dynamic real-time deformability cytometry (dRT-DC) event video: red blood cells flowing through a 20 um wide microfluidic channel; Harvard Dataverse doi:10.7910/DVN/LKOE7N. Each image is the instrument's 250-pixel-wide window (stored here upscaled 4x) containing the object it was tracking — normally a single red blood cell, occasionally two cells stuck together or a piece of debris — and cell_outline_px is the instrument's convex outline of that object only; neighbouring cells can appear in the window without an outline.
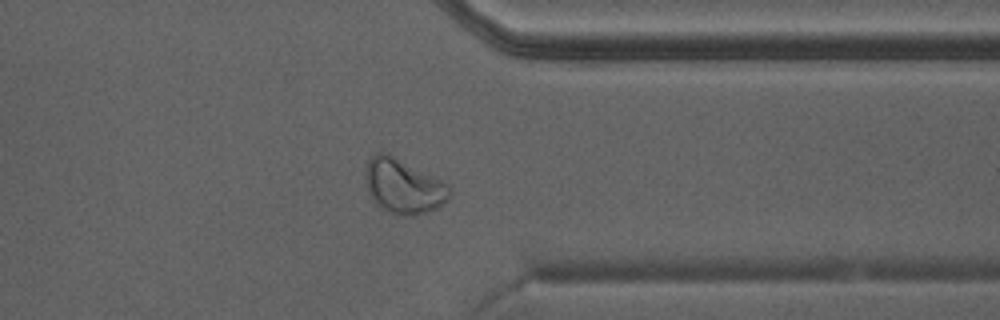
{"species": "Egyptian fruit bat (a non-hibernating species)", "species_latin": "Rousettus aegyptiacus", "temperature_condition": "warm", "stored_images_in_passage": 32, "camera_frame_rate_fps": 3000, "um_per_image_px": 0.085, "animal": {"sex": "male"}, "frame": {"image": 1, "passage_image": 23, "time_ms": 7.333, "image_size_px": [1000, 320], "cell_outline_px": [[452, 192], [448, 200], [440, 208], [428, 212], [412, 216], [404, 216], [388, 212], [380, 208], [368, 196], [368, 160], [376, 152], [380, 152], [392, 156], [448, 184]], "centroid_in_image_um": [34.33, 15.9], "position_along_channel_um": 377.1, "area_um2": 26.3}}
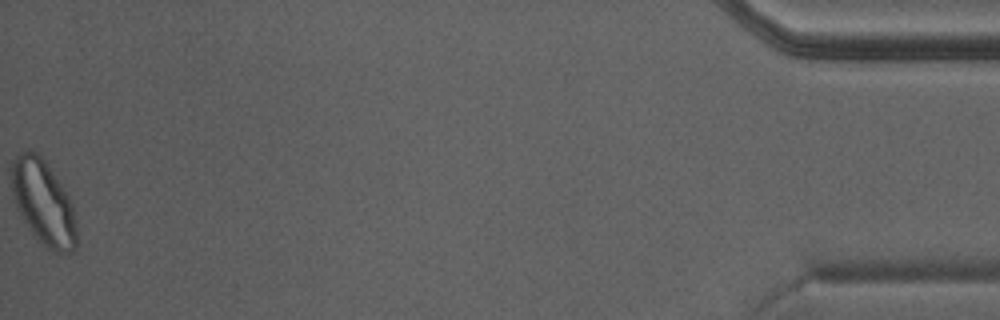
{"frame": {"image": 2, "passage_image": 32, "time_ms": 10.333, "image_size_px": [1000, 320], "cell_outline_px": [[76, 244], [72, 252], [56, 252], [48, 248], [32, 232], [16, 208], [12, 192], [12, 160], [20, 148], [28, 148], [36, 152], [48, 164], [68, 196], [72, 204], [76, 228]], "centroid_in_image_um": [3.65, 17.14], "position_along_channel_um": 431.5, "area_um2": 31.85}}